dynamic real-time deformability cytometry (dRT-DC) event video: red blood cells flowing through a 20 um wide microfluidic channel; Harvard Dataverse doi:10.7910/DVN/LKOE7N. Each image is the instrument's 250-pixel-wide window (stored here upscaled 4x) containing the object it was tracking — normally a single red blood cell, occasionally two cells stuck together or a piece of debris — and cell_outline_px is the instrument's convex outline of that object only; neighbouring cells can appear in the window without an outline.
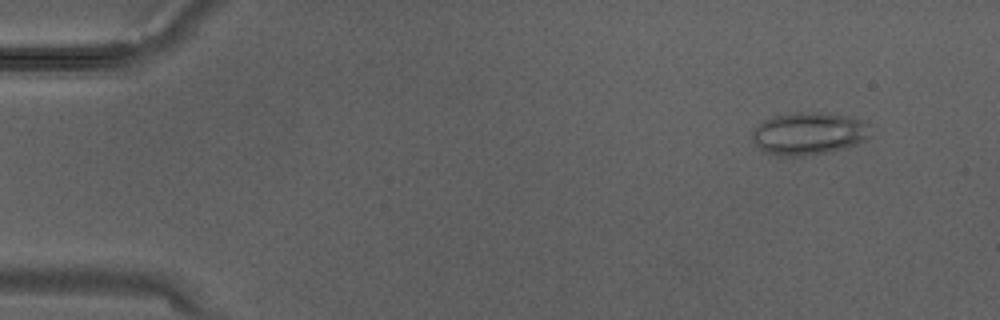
{"species": "Egyptian fruit bat (a non-hibernating species)", "species_latin": "Rousettus aegyptiacus", "temperature_condition": "warm", "stored_images_in_passage": 2, "camera_frame_rate_fps": 3000, "um_per_image_px": 0.085, "animal": {"sex": "male"}, "frame": {"image": 1, "passage_image": 2, "time_ms": 0.333, "image_size_px": [1000, 320], "cell_outline_px": [[864, 140], [828, 152], [800, 156], [776, 156], [764, 152], [752, 140], [752, 132], [764, 120], [772, 116], [796, 112], [816, 112], [848, 116], [864, 120]], "centroid_in_image_um": [68.61, 11.35], "position_along_channel_um": 16.4, "area_um2": 28.5}}